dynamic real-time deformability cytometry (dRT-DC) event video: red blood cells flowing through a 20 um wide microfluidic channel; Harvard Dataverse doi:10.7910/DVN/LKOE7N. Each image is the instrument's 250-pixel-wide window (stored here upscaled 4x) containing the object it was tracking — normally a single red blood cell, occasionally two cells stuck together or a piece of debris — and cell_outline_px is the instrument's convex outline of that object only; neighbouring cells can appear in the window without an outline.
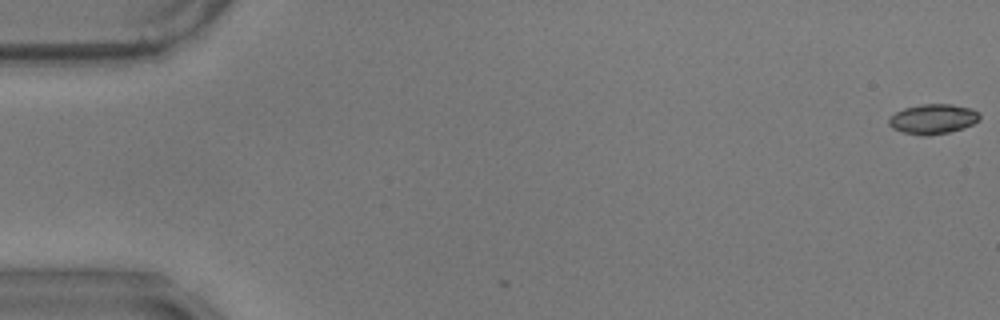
{"species": "common noctule bat (a hibernating species)", "species_latin": "Nyctalus noctula", "temperature_condition": "warm", "stored_images_in_passage": 3, "camera_frame_rate_fps": 3000, "um_per_image_px": 0.085, "animal": {"sex": "male", "body_mass_g": 17.9}, "frame": {"image": 1, "passage_image": 1, "time_ms": 0.0, "image_size_px": [1000, 320], "cell_outline_px": [[980, 120], [964, 128], [948, 132], [928, 136], [920, 136], [904, 132], [892, 128], [888, 124], [888, 120], [896, 112], [904, 108], [920, 104], [952, 104], [972, 108], [980, 112]], "centroid_in_image_um": [79.33, 10.11], "position_along_channel_um": 5.7, "area_um2": 15.95}}